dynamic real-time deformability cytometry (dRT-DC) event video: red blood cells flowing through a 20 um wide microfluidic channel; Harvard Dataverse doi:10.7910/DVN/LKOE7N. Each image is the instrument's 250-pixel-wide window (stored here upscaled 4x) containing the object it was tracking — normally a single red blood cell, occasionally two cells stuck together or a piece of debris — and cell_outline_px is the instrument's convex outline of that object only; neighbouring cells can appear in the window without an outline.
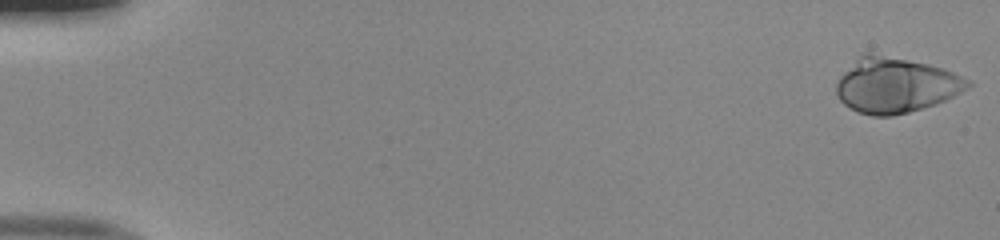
{"species": "human", "species_latin": "Homo sapiens", "temperature_condition": "room temperature", "stored_images_in_passage": 52, "camera_frame_rate_fps": 3000, "um_per_image_px": 0.085, "donor": {"sex": "male"}, "frame": {"image": 1, "passage_image": 1, "time_ms": 0.0, "image_size_px": [1000, 240], "cell_outline_px": [[972, 84], [968, 88], [936, 104], [908, 112], [892, 116], [872, 116], [856, 112], [844, 104], [840, 100], [836, 92], [836, 84], [840, 76], [864, 52], [872, 52], [928, 64], [944, 68], [972, 80]], "centroid_in_image_um": [76.13, 7.24], "position_along_channel_um": 8.9, "area_um2": 42.25}}
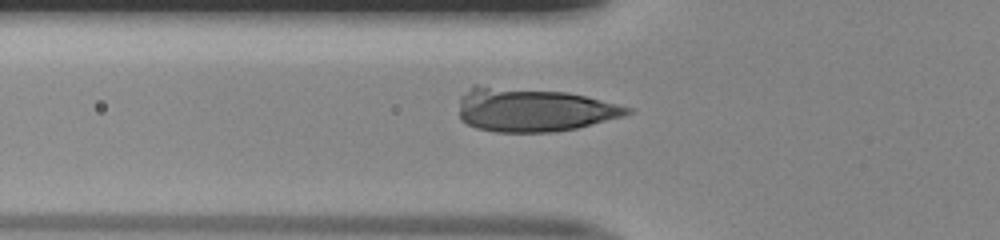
{"frame": {"image": 2, "passage_image": 19, "time_ms": 6.0, "image_size_px": [1000, 240], "cell_outline_px": [[636, 108], [632, 112], [624, 116], [576, 128], [552, 132], [496, 132], [476, 128], [460, 120], [460, 96], [472, 84], [476, 84], [568, 92]], "centroid_in_image_um": [45.31, 9.31], "position_along_channel_um": 80.5, "area_um2": 43.29}}
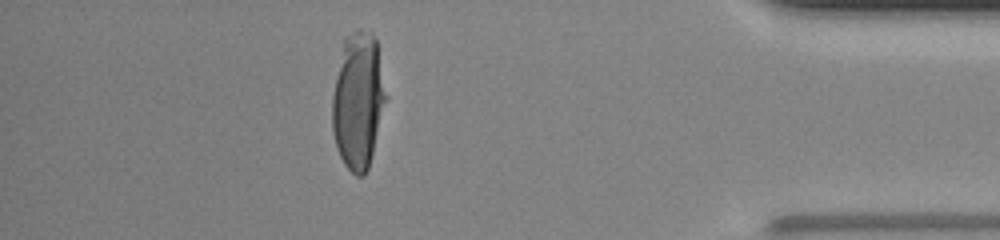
{"frame": {"image": 3, "passage_image": 46, "time_ms": 15.0, "image_size_px": [1000, 240], "cell_outline_px": [[384, 100], [372, 152], [368, 168], [364, 176], [356, 176], [344, 164], [336, 148], [332, 132], [332, 96], [344, 36], [356, 28], [372, 28], [376, 40], [384, 96]], "centroid_in_image_um": [30.37, 8.49], "position_along_channel_um": 404.8, "area_um2": 41.85}, "authors_computed_cell_mechanics": {"area_um2": 42.2518, "velocity_mm_per_s": 3.9988, "shape_relaxation_time_tau1_ms": 4.6881, "shape_relaxation_time_tau2_ms": null, "deformation_change_tau1": 0.2216, "deformation_change_tau2": null}}